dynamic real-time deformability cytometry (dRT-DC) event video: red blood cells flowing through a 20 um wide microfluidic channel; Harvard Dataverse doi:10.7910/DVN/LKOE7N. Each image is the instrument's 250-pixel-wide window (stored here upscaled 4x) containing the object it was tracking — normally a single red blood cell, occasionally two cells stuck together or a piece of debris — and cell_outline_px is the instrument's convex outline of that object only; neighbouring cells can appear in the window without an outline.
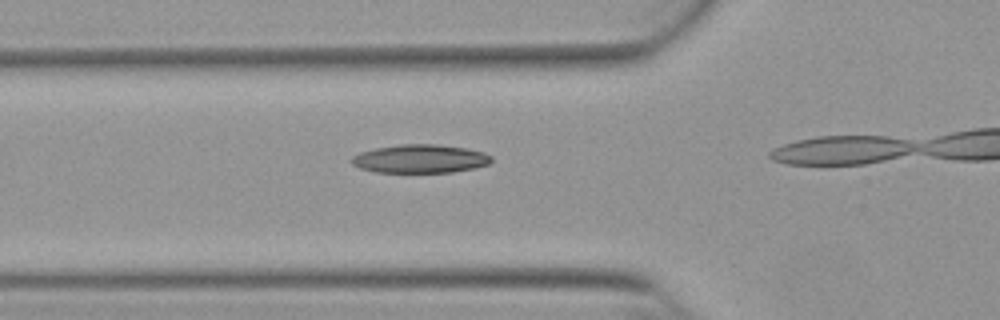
{"species": "Egyptian fruit bat (a non-hibernating species)", "species_latin": "Rousettus aegyptiacus", "temperature_condition": "warm", "stored_images_in_passage": 22, "camera_frame_rate_fps": 3000, "um_per_image_px": 0.085, "animal": {"sex": "female"}, "frame": {"image": 1, "passage_image": 5, "time_ms": 1.333, "image_size_px": [1000, 320], "cell_outline_px": [[492, 160], [488, 164], [472, 168], [452, 172], [376, 172], [360, 168], [352, 164], [348, 160], [352, 156], [360, 152], [376, 148], [400, 144], [436, 144], [468, 148], [484, 152], [492, 156]], "centroid_in_image_um": [35.69, 13.49], "position_along_channel_um": 90.1, "area_um2": 23.24}}
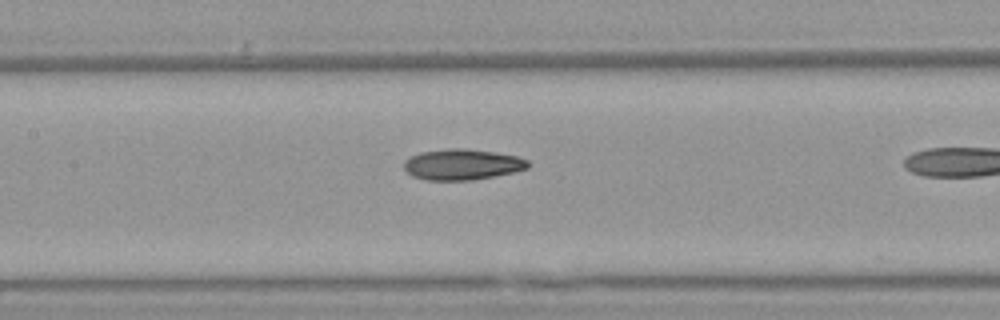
{"frame": {"image": 2, "passage_image": 11, "time_ms": 3.333, "image_size_px": [1000, 320], "cell_outline_px": [[528, 168], [516, 172], [472, 180], [424, 180], [412, 176], [404, 168], [404, 160], [420, 152], [448, 148], [464, 148], [496, 152], [516, 156], [528, 160]], "centroid_in_image_um": [39.29, 13.98], "position_along_channel_um": 168.1, "area_um2": 22.37}}
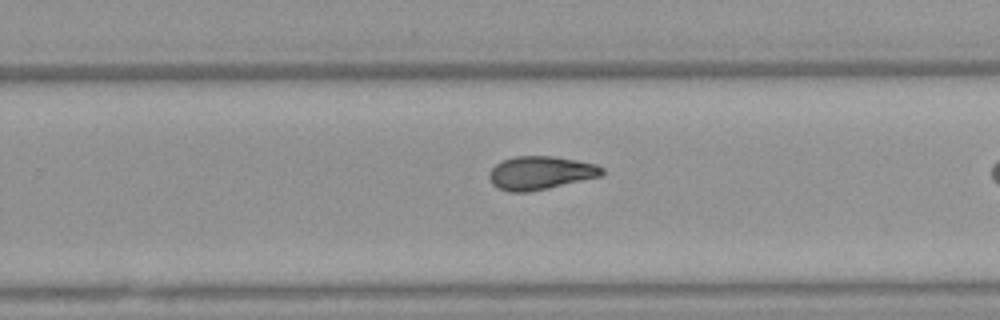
{"frame": {"image": 3, "passage_image": 20, "time_ms": 6.333, "image_size_px": [1000, 320], "cell_outline_px": [[604, 172], [600, 176], [548, 188], [528, 192], [508, 192], [492, 184], [488, 176], [488, 172], [496, 164], [512, 156], [552, 156], [576, 160], [596, 164], [604, 168]], "centroid_in_image_um": [45.92, 14.69], "position_along_channel_um": 283.9, "area_um2": 21.85}}